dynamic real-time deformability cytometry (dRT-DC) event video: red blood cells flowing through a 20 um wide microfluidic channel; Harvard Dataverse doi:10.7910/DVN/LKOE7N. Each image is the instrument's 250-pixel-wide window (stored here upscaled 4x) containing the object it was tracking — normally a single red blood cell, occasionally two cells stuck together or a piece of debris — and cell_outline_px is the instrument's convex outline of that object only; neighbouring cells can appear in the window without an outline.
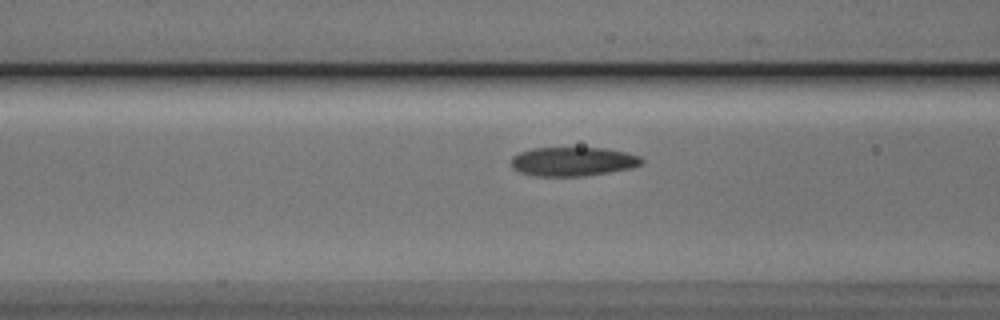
{"species": "Egyptian fruit bat (a non-hibernating species)", "species_latin": "Rousettus aegyptiacus", "temperature_condition": "cold", "stored_images_in_passage": 12, "camera_frame_rate_fps": 3000, "um_per_image_px": 0.085, "animal": {"sex": "male"}, "frame": {"image": 1, "passage_image": 10, "time_ms": 3.0, "image_size_px": [1000, 320], "cell_outline_px": [[644, 160], [640, 164], [632, 168], [584, 176], [536, 176], [520, 172], [512, 168], [512, 156], [520, 152], [532, 148], [604, 148], [624, 152], [640, 156]], "centroid_in_image_um": [48.68, 13.73], "position_along_channel_um": 117.9, "area_um2": 21.96}}